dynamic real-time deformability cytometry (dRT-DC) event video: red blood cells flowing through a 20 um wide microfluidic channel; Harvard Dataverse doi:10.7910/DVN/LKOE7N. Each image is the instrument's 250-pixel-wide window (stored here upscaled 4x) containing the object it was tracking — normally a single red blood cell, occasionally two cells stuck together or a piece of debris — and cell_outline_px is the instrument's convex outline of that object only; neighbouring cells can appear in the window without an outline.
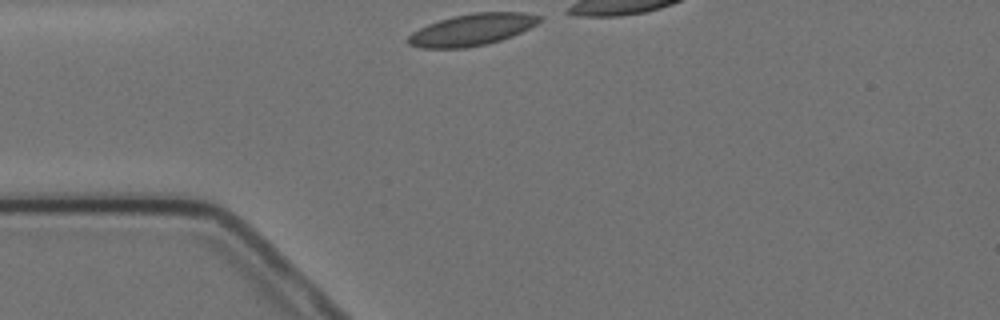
{"species": "Egyptian fruit bat (a non-hibernating species)", "species_latin": "Rousettus aegyptiacus", "temperature_condition": "cold", "stored_images_in_passage": 2, "camera_frame_rate_fps": 3000, "um_per_image_px": 0.085, "animal": {"sex": "female"}, "frame": {"image": 1, "passage_image": 1, "time_ms": 0.0, "image_size_px": [1000, 320], "cell_outline_px": [[544, 16], [536, 24], [512, 36], [488, 44], [464, 48], [420, 48], [408, 44], [404, 40], [412, 32], [428, 24], [452, 16], [472, 12], [524, 12]], "centroid_in_image_um": [40.09, 2.52], "position_along_channel_um": 44.9, "area_um2": 24.39}}